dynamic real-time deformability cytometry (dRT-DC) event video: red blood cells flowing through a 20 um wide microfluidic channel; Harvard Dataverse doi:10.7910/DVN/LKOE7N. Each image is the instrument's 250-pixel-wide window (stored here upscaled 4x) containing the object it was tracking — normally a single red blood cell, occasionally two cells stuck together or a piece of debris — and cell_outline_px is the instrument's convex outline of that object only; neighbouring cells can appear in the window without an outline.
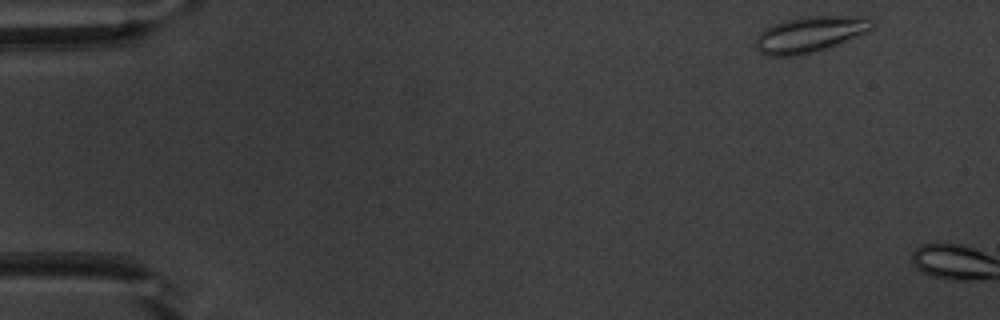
{"species": "common noctule bat (a hibernating species)", "species_latin": "Nyctalus noctula", "temperature_condition": "warm", "stored_images_in_passage": 4, "camera_frame_rate_fps": 3000, "um_per_image_px": 0.085, "animal": {"sex": "male", "body_mass_g": 20.1, "forearm_length_mm": 53.5}, "frame": {"image": 1, "passage_image": 2, "time_ms": 0.333, "image_size_px": [1000, 320], "cell_outline_px": [[876, 28], [868, 32], [828, 48], [816, 52], [800, 56], [768, 56], [760, 52], [756, 48], [756, 36], [764, 28], [772, 24], [800, 16], [868, 16], [876, 20]], "centroid_in_image_um": [68.91, 2.91], "position_along_channel_um": 16.1, "area_um2": 25.09}}